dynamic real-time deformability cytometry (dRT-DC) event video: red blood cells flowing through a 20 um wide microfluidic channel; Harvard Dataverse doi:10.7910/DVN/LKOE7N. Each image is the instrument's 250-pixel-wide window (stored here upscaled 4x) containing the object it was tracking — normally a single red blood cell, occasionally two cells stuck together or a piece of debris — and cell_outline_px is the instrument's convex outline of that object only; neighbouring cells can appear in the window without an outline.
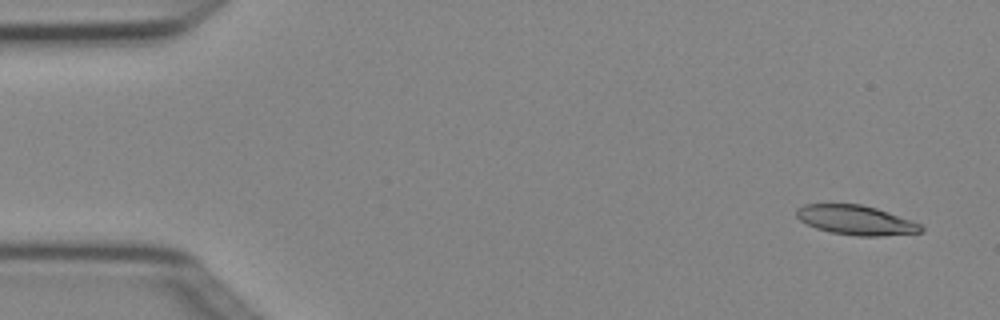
{"species": "Egyptian fruit bat (a non-hibernating species)", "species_latin": "Rousettus aegyptiacus", "temperature_condition": "cold", "stored_images_in_passage": 3, "camera_frame_rate_fps": 3000, "um_per_image_px": 0.085, "animal": {"sex": "female"}, "frame": {"image": 1, "passage_image": 1, "time_ms": 0.0, "image_size_px": [1000, 320], "cell_outline_px": [[924, 232], [880, 236], [856, 236], [832, 232], [816, 228], [800, 220], [796, 216], [796, 208], [804, 204], [860, 204], [876, 208], [888, 212], [920, 224], [924, 228]], "centroid_in_image_um": [72.74, 18.71], "position_along_channel_um": 12.3, "area_um2": 21.27}}